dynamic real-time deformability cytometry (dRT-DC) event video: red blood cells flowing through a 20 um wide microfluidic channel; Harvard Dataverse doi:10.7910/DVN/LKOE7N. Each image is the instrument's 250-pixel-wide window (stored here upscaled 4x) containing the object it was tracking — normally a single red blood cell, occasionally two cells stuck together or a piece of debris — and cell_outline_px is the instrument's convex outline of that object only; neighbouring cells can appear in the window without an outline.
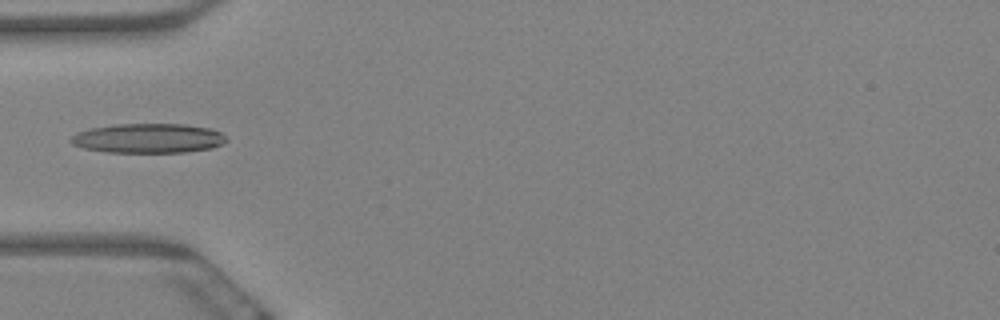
{"species": "Egyptian fruit bat (a non-hibernating species)", "species_latin": "Rousettus aegyptiacus", "temperature_condition": "warm", "stored_images_in_passage": 17, "camera_frame_rate_fps": 3000, "um_per_image_px": 0.085, "animal": {"sex": "female"}, "frame": {"image": 1, "passage_image": 6, "time_ms": 1.667, "image_size_px": [1000, 320], "cell_outline_px": [[228, 140], [212, 148], [184, 152], [108, 152], [84, 148], [72, 144], [68, 140], [76, 132], [88, 128], [116, 124], [184, 124], [208, 128], [220, 132], [228, 136]], "centroid_in_image_um": [12.58, 11.74], "position_along_channel_um": 72.4, "area_um2": 26.82}}
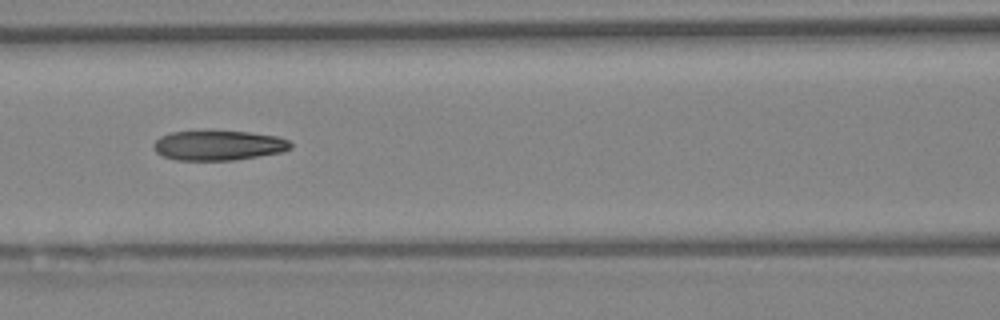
{"frame": {"image": 2, "passage_image": 8, "time_ms": 2.333, "image_size_px": [1000, 320], "cell_outline_px": [[292, 148], [284, 152], [236, 160], [176, 160], [164, 156], [156, 152], [152, 148], [152, 144], [160, 136], [172, 132], [248, 132], [276, 136], [288, 140], [292, 144]], "centroid_in_image_um": [18.58, 12.38], "position_along_channel_um": 148.0, "area_um2": 23.7}}
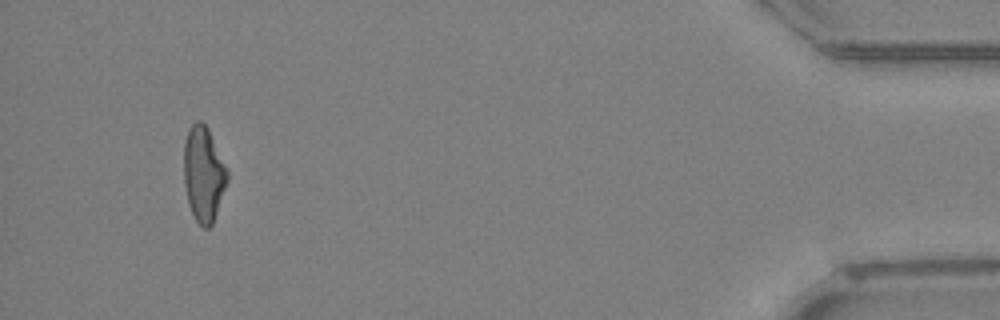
{"frame": {"image": 3, "passage_image": 16, "time_ms": 5.0, "image_size_px": [1000, 320], "cell_outline_px": [[228, 180], [212, 224], [208, 228], [204, 228], [196, 220], [188, 204], [184, 184], [184, 144], [188, 128], [196, 120], [200, 120], [208, 128], [228, 168]], "centroid_in_image_um": [17.3, 14.76], "position_along_channel_um": 417.9, "area_um2": 24.16}}